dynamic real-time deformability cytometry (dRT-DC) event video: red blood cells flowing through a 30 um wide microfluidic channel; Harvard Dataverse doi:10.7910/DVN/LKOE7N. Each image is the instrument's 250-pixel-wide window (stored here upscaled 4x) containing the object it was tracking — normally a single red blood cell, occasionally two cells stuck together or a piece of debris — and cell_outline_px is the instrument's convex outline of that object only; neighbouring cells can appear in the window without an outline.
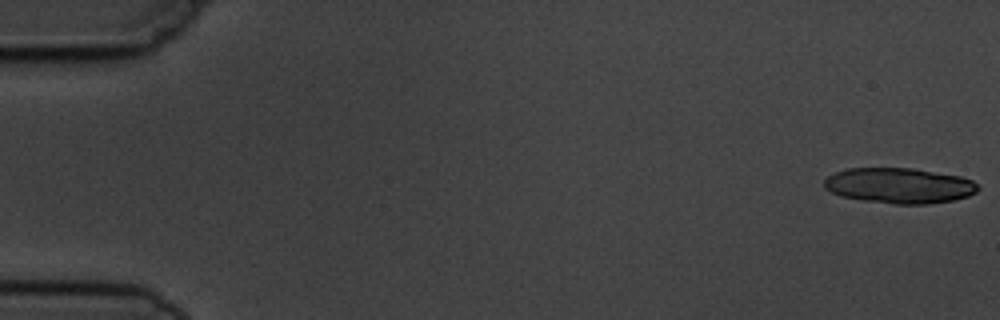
{"species": "common noctule bat (a hibernating species)", "species_latin": "Nyctalus noctula", "temperature_condition": "cold", "stored_images_in_passage": 3, "camera_frame_rate_fps": 3000, "um_per_image_px": 0.085, "animal": {"sex": "male", "body_mass_g": 19.5, "forearm_length_mm": 54.6}, "frame": {"image": 1, "passage_image": 1, "time_ms": 0.0, "image_size_px": [1000, 320], "cell_outline_px": [[980, 188], [976, 192], [968, 196], [952, 200], [928, 204], [896, 204], [864, 200], [840, 196], [824, 188], [824, 180], [828, 176], [836, 172], [848, 168], [912, 168], [960, 176], [972, 180]], "centroid_in_image_um": [76.43, 15.77], "position_along_channel_um": 8.6, "area_um2": 31.67}}